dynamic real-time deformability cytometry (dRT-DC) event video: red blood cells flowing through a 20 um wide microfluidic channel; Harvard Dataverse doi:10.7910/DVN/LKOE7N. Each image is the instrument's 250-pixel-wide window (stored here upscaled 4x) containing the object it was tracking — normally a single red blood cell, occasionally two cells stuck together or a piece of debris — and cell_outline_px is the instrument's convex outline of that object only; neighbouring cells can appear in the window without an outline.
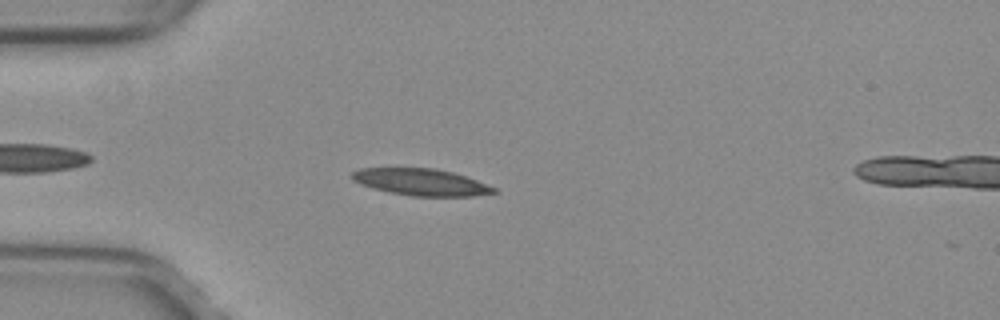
{"species": "common noctule bat (a hibernating species)", "species_latin": "Nyctalus noctula", "temperature_condition": "warm", "stored_images_in_passage": 28, "camera_frame_rate_fps": 3000, "um_per_image_px": 0.085, "animal": {"sex": "female", "body_mass_g": 29.2, "forearm_length_mm": 56.3}, "frame": {"image": 1, "passage_image": 4, "time_ms": 1.0, "image_size_px": [1000, 320], "cell_outline_px": [[500, 192], [472, 196], [412, 196], [388, 192], [360, 184], [352, 180], [348, 176], [352, 172], [360, 168], [436, 168], [452, 172], [476, 180], [496, 188]], "centroid_in_image_um": [35.76, 15.48], "position_along_channel_um": 49.2, "area_um2": 22.2}}
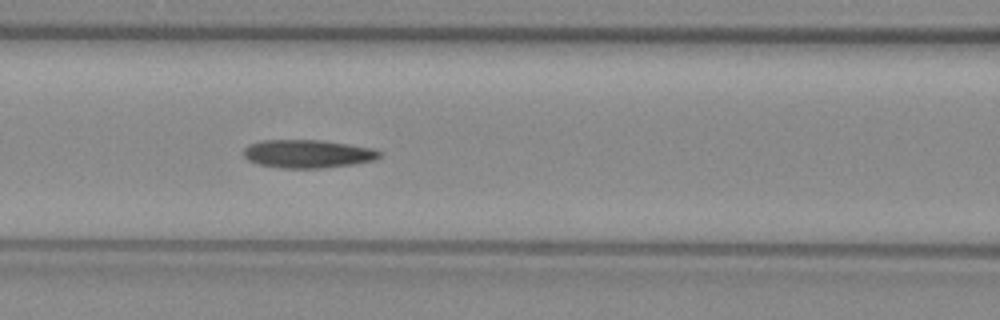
{"frame": {"image": 2, "passage_image": 12, "time_ms": 3.667, "image_size_px": [1000, 320], "cell_outline_px": [[384, 152], [376, 160], [356, 164], [324, 168], [280, 168], [256, 164], [248, 160], [244, 156], [244, 148], [248, 144], [260, 140], [320, 140], [348, 144], [372, 148]], "centroid_in_image_um": [26.16, 13.08], "position_along_channel_um": 140.4, "area_um2": 22.66}}
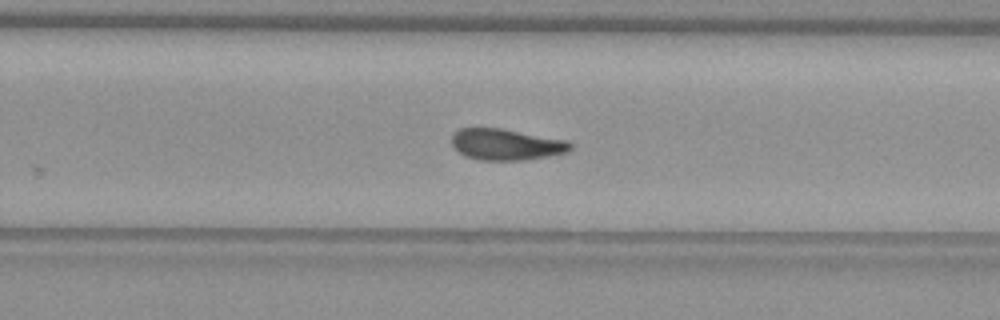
{"frame": {"image": 3, "passage_image": 23, "time_ms": 7.333, "image_size_px": [1000, 320], "cell_outline_px": [[572, 148], [568, 152], [548, 156], [524, 160], [476, 160], [464, 156], [452, 148], [452, 136], [460, 128], [500, 128], [568, 140], [572, 144]], "centroid_in_image_um": [43.01, 12.29], "position_along_channel_um": 286.8, "area_um2": 21.79}}